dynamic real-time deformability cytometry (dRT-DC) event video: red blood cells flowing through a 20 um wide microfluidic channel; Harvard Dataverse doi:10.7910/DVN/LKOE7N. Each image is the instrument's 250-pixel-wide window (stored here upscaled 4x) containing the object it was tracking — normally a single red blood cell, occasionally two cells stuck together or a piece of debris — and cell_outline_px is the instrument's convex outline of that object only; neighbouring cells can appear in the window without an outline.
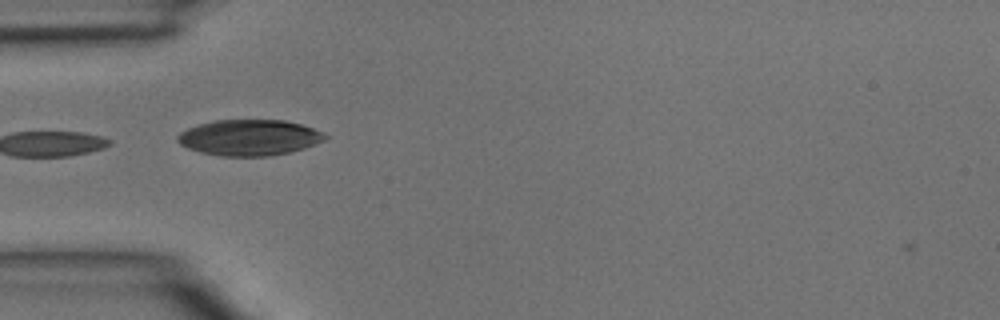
{"species": "common noctule bat (a hibernating species)", "species_latin": "Nyctalus noctula", "temperature_condition": "room temperature", "stored_images_in_passage": 4, "camera_frame_rate_fps": 3000, "um_per_image_px": 0.085, "animal": {"sex": "male", "body_mass_g": 15.6}, "frame": {"image": 1, "passage_image": 4, "time_ms": 1.0, "image_size_px": [1000, 320], "cell_outline_px": [[328, 136], [324, 140], [304, 148], [288, 152], [268, 156], [220, 156], [200, 152], [188, 148], [180, 144], [176, 140], [176, 136], [180, 132], [188, 128], [212, 120], [284, 120], [300, 124], [324, 132]], "centroid_in_image_um": [21.17, 11.69], "position_along_channel_um": 63.8, "area_um2": 30.81}}